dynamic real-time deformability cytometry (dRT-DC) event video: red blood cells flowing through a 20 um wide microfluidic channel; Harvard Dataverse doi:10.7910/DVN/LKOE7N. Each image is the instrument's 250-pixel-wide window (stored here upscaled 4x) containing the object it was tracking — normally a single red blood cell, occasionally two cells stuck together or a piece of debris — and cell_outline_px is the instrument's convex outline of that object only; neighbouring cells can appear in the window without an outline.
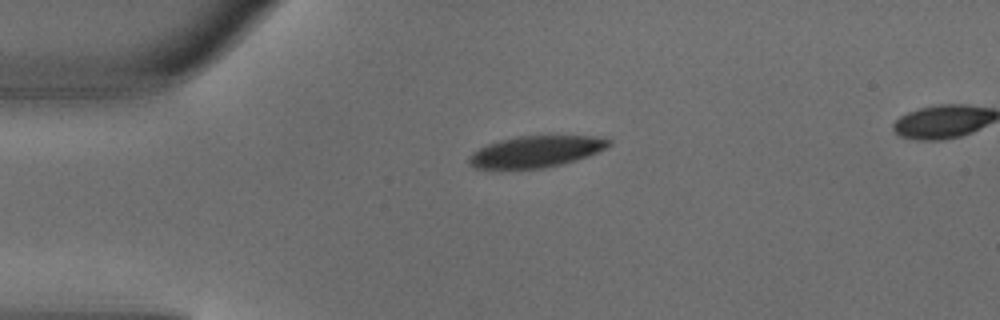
{"species": "common noctule bat (a hibernating species)", "species_latin": "Nyctalus noctula", "temperature_condition": "warm", "stored_images_in_passage": 3, "camera_frame_rate_fps": 3000, "um_per_image_px": 0.085, "animal": {"sex": "male", "body_mass_g": 18.8}, "frame": {"image": 1, "passage_image": 1, "time_ms": 0.0, "image_size_px": [1000, 320], "cell_outline_px": [[612, 144], [608, 148], [588, 156], [576, 160], [544, 168], [476, 168], [468, 164], [468, 156], [472, 152], [488, 144], [500, 140], [516, 136], [604, 136], [612, 140]], "centroid_in_image_um": [45.61, 12.87], "position_along_channel_um": 39.4, "area_um2": 25.66}}
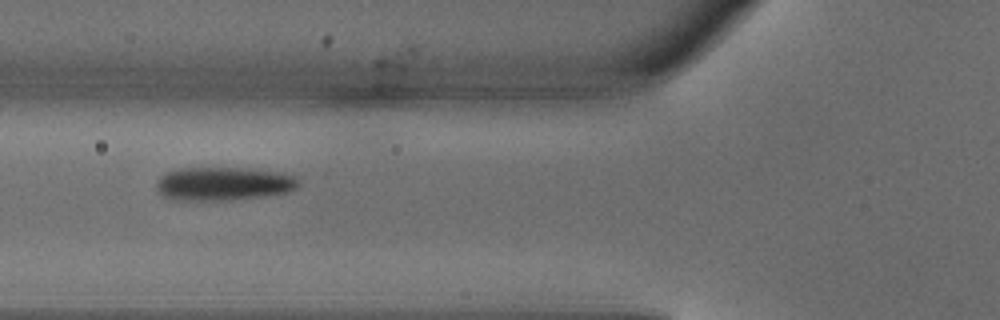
{"frame": {"image": 2, "passage_image": 3, "time_ms": 0.667, "image_size_px": [1000, 320], "cell_outline_px": [[300, 184], [296, 188], [288, 192], [264, 196], [232, 200], [176, 200], [164, 196], [156, 188], [156, 180], [160, 176], [168, 172], [184, 168], [244, 168], [284, 172], [296, 176], [300, 180]], "centroid_in_image_um": [19.05, 15.61], "position_along_channel_um": 106.8, "area_um2": 27.92}}